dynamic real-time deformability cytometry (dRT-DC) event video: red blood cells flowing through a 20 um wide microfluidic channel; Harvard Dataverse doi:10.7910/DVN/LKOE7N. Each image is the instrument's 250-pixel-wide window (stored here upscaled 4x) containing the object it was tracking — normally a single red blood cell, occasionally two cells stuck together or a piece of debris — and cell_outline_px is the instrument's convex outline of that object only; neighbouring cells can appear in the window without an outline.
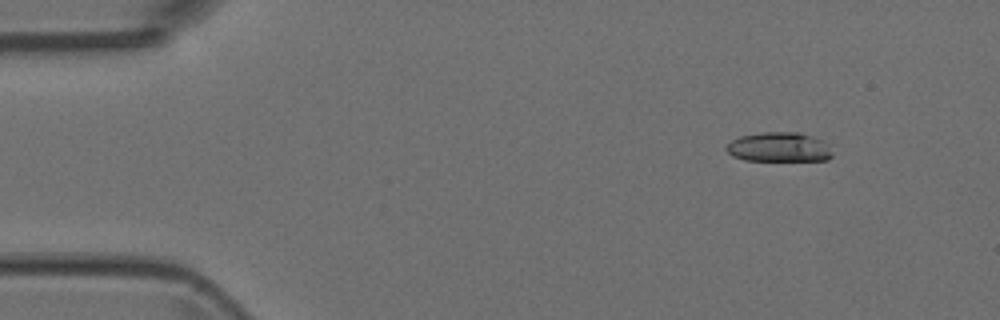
{"species": "Egyptian fruit bat (a non-hibernating species)", "species_latin": "Rousettus aegyptiacus", "temperature_condition": "room temperature", "stored_images_in_passage": 8, "camera_frame_rate_fps": 3000, "um_per_image_px": 0.085, "animal": {"sex": "female"}, "frame": {"image": 1, "passage_image": 2, "time_ms": 0.333, "image_size_px": [1000, 320], "cell_outline_px": [[832, 156], [828, 160], [744, 160], [732, 156], [724, 148], [732, 140], [740, 136], [764, 132], [800, 132], [824, 140], [828, 144]], "centroid_in_image_um": [66.22, 12.5], "position_along_channel_um": 18.8, "area_um2": 18.26}}
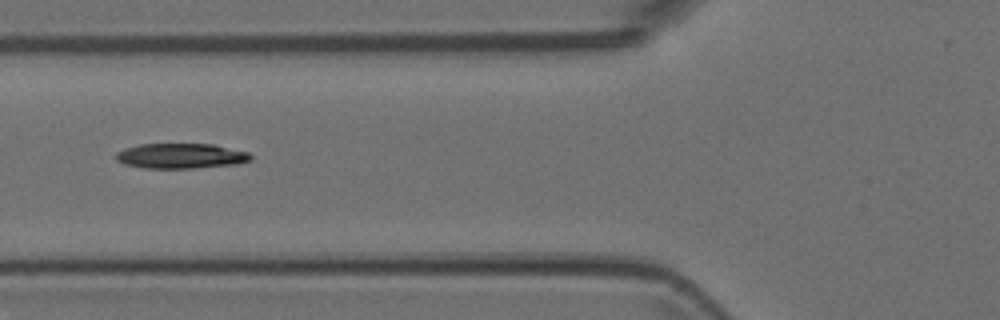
{"frame": {"image": 2, "passage_image": 6, "time_ms": 1.667, "image_size_px": [1000, 320], "cell_outline_px": [[252, 160], [236, 164], [192, 168], [144, 168], [124, 164], [116, 160], [116, 152], [124, 148], [140, 144], [212, 144], [248, 152], [252, 156]], "centroid_in_image_um": [15.35, 13.25], "position_along_channel_um": 110.4, "area_um2": 19.71}}
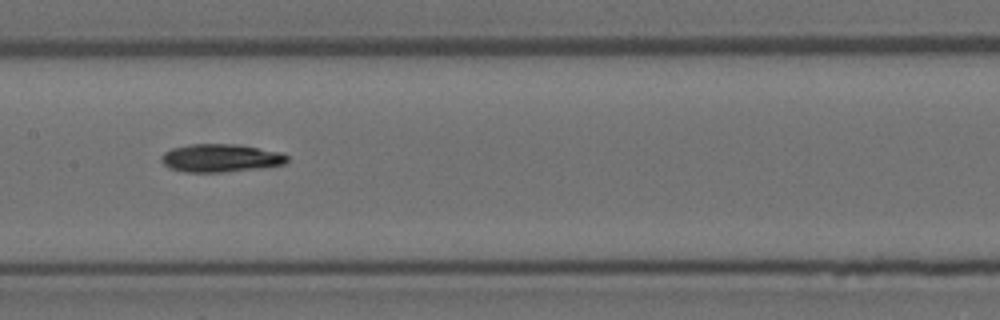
{"frame": {"image": 3, "passage_image": 8, "time_ms": 2.333, "image_size_px": [1000, 320], "cell_outline_px": [[288, 160], [284, 164], [264, 168], [224, 172], [184, 172], [168, 168], [160, 160], [160, 156], [164, 152], [172, 148], [188, 144], [236, 144], [280, 152], [288, 156]], "centroid_in_image_um": [18.72, 13.44], "position_along_channel_um": 188.7, "area_um2": 20.75}}